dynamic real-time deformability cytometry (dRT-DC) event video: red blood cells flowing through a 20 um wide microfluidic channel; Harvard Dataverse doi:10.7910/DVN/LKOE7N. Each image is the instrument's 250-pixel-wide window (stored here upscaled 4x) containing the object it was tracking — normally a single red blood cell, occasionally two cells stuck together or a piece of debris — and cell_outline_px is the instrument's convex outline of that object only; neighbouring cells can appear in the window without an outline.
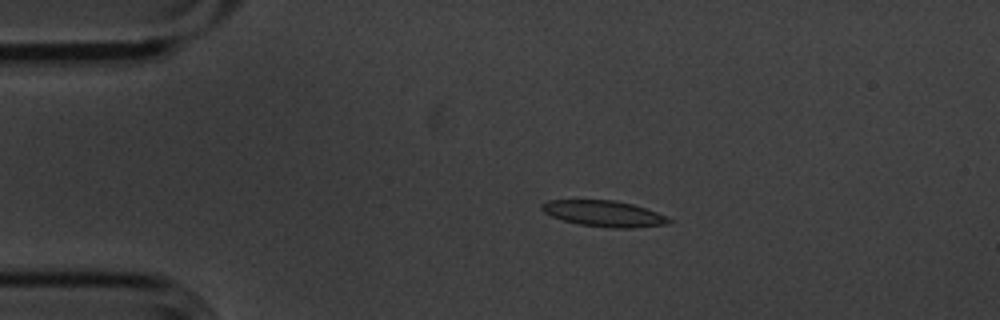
{"species": "common noctule bat (a hibernating species)", "species_latin": "Nyctalus noctula", "temperature_condition": "cold", "stored_images_in_passage": 6, "camera_frame_rate_fps": 3000, "um_per_image_px": 0.085, "animal": {"sex": "male", "body_mass_g": 20.1, "forearm_length_mm": 53.5}, "frame": {"image": 1, "passage_image": 3, "time_ms": 0.667, "image_size_px": [1000, 320], "cell_outline_px": [[672, 220], [668, 224], [632, 228], [612, 228], [580, 224], [564, 220], [552, 216], [544, 212], [540, 208], [540, 204], [548, 200], [616, 200], [632, 204], [668, 216]], "centroid_in_image_um": [51.34, 18.15], "position_along_channel_um": 33.7, "area_um2": 19.19}}
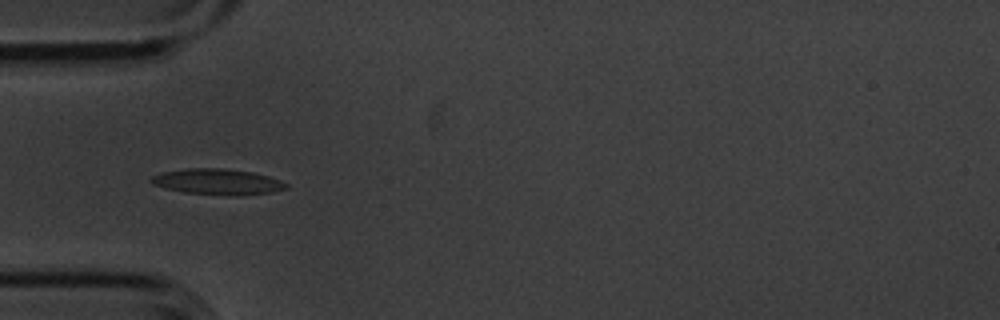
{"frame": {"image": 2, "passage_image": 5, "time_ms": 1.333, "image_size_px": [1000, 320], "cell_outline_px": [[288, 188], [272, 192], [236, 196], [228, 196], [184, 192], [152, 184], [148, 180], [152, 176], [160, 172], [188, 168], [224, 168], [252, 172], [268, 176], [280, 180], [288, 184]], "centroid_in_image_um": [18.49, 15.45], "position_along_channel_um": 66.5, "area_um2": 20.4}}
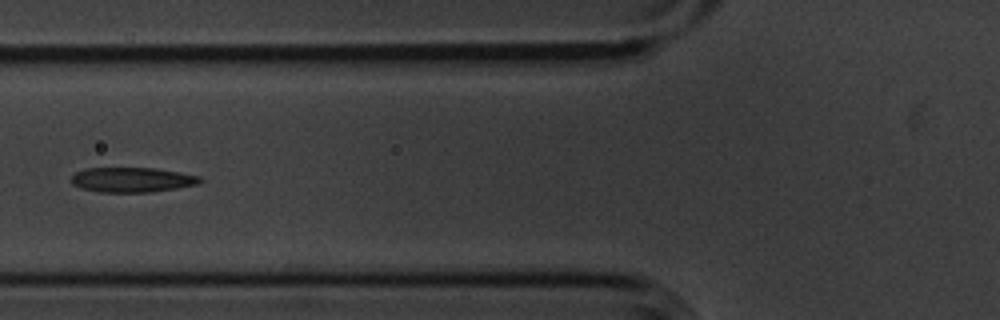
{"frame": {"image": 3, "passage_image": 6, "time_ms": 1.667, "image_size_px": [1000, 320], "cell_outline_px": [[204, 180], [196, 184], [176, 188], [152, 192], [100, 192], [80, 188], [72, 184], [72, 176], [76, 172], [84, 168], [156, 168], [180, 172], [200, 176]], "centroid_in_image_um": [11.23, 15.28], "position_along_channel_um": 114.6, "area_um2": 18.67}}